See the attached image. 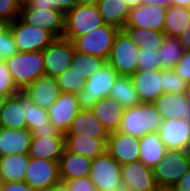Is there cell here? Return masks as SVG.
<instances>
[{"mask_svg": "<svg viewBox=\"0 0 190 191\" xmlns=\"http://www.w3.org/2000/svg\"><path fill=\"white\" fill-rule=\"evenodd\" d=\"M18 52L43 51L56 38L47 30L31 26L19 17L9 23Z\"/></svg>", "mask_w": 190, "mask_h": 191, "instance_id": "obj_8", "label": "cell"}, {"mask_svg": "<svg viewBox=\"0 0 190 191\" xmlns=\"http://www.w3.org/2000/svg\"><path fill=\"white\" fill-rule=\"evenodd\" d=\"M89 179L97 191H119L123 187L121 165L107 150L92 160Z\"/></svg>", "mask_w": 190, "mask_h": 191, "instance_id": "obj_7", "label": "cell"}, {"mask_svg": "<svg viewBox=\"0 0 190 191\" xmlns=\"http://www.w3.org/2000/svg\"><path fill=\"white\" fill-rule=\"evenodd\" d=\"M32 134L28 129L0 127V157L11 154H28Z\"/></svg>", "mask_w": 190, "mask_h": 191, "instance_id": "obj_23", "label": "cell"}, {"mask_svg": "<svg viewBox=\"0 0 190 191\" xmlns=\"http://www.w3.org/2000/svg\"><path fill=\"white\" fill-rule=\"evenodd\" d=\"M122 30L140 49L145 50L157 51L165 38L164 32L148 28L124 27Z\"/></svg>", "mask_w": 190, "mask_h": 191, "instance_id": "obj_32", "label": "cell"}, {"mask_svg": "<svg viewBox=\"0 0 190 191\" xmlns=\"http://www.w3.org/2000/svg\"><path fill=\"white\" fill-rule=\"evenodd\" d=\"M65 134H83L94 139H108L109 132L92 110L80 108Z\"/></svg>", "mask_w": 190, "mask_h": 191, "instance_id": "obj_22", "label": "cell"}, {"mask_svg": "<svg viewBox=\"0 0 190 191\" xmlns=\"http://www.w3.org/2000/svg\"><path fill=\"white\" fill-rule=\"evenodd\" d=\"M162 118L151 102H141L139 105L125 108L119 132L142 138L146 134L158 132Z\"/></svg>", "mask_w": 190, "mask_h": 191, "instance_id": "obj_1", "label": "cell"}, {"mask_svg": "<svg viewBox=\"0 0 190 191\" xmlns=\"http://www.w3.org/2000/svg\"><path fill=\"white\" fill-rule=\"evenodd\" d=\"M153 104L163 121L184 118L190 124V99L186 93H163Z\"/></svg>", "mask_w": 190, "mask_h": 191, "instance_id": "obj_18", "label": "cell"}, {"mask_svg": "<svg viewBox=\"0 0 190 191\" xmlns=\"http://www.w3.org/2000/svg\"><path fill=\"white\" fill-rule=\"evenodd\" d=\"M139 4H150V5H160L168 8L172 5L171 0H139Z\"/></svg>", "mask_w": 190, "mask_h": 191, "instance_id": "obj_50", "label": "cell"}, {"mask_svg": "<svg viewBox=\"0 0 190 191\" xmlns=\"http://www.w3.org/2000/svg\"><path fill=\"white\" fill-rule=\"evenodd\" d=\"M137 68L138 70H157L161 69L159 64L158 50H145L140 49L137 57Z\"/></svg>", "mask_w": 190, "mask_h": 191, "instance_id": "obj_40", "label": "cell"}, {"mask_svg": "<svg viewBox=\"0 0 190 191\" xmlns=\"http://www.w3.org/2000/svg\"><path fill=\"white\" fill-rule=\"evenodd\" d=\"M173 6H182L190 8V0H171Z\"/></svg>", "mask_w": 190, "mask_h": 191, "instance_id": "obj_52", "label": "cell"}, {"mask_svg": "<svg viewBox=\"0 0 190 191\" xmlns=\"http://www.w3.org/2000/svg\"><path fill=\"white\" fill-rule=\"evenodd\" d=\"M20 90L14 84L5 61L0 60V94L4 96L15 95Z\"/></svg>", "mask_w": 190, "mask_h": 191, "instance_id": "obj_43", "label": "cell"}, {"mask_svg": "<svg viewBox=\"0 0 190 191\" xmlns=\"http://www.w3.org/2000/svg\"><path fill=\"white\" fill-rule=\"evenodd\" d=\"M158 134L167 150L188 151L190 124L184 118L162 121Z\"/></svg>", "mask_w": 190, "mask_h": 191, "instance_id": "obj_16", "label": "cell"}, {"mask_svg": "<svg viewBox=\"0 0 190 191\" xmlns=\"http://www.w3.org/2000/svg\"><path fill=\"white\" fill-rule=\"evenodd\" d=\"M75 51L72 41H68L63 37L56 38L43 50L44 75L53 78L61 75L70 67Z\"/></svg>", "mask_w": 190, "mask_h": 191, "instance_id": "obj_11", "label": "cell"}, {"mask_svg": "<svg viewBox=\"0 0 190 191\" xmlns=\"http://www.w3.org/2000/svg\"><path fill=\"white\" fill-rule=\"evenodd\" d=\"M38 106L49 108L61 94L56 78L41 76L23 90Z\"/></svg>", "mask_w": 190, "mask_h": 191, "instance_id": "obj_21", "label": "cell"}, {"mask_svg": "<svg viewBox=\"0 0 190 191\" xmlns=\"http://www.w3.org/2000/svg\"><path fill=\"white\" fill-rule=\"evenodd\" d=\"M109 97L124 108H130L141 103L139 93L134 87L131 76L119 75L114 82Z\"/></svg>", "mask_w": 190, "mask_h": 191, "instance_id": "obj_31", "label": "cell"}, {"mask_svg": "<svg viewBox=\"0 0 190 191\" xmlns=\"http://www.w3.org/2000/svg\"><path fill=\"white\" fill-rule=\"evenodd\" d=\"M173 71L185 80L187 84L190 83V51L185 52L173 68Z\"/></svg>", "mask_w": 190, "mask_h": 191, "instance_id": "obj_44", "label": "cell"}, {"mask_svg": "<svg viewBox=\"0 0 190 191\" xmlns=\"http://www.w3.org/2000/svg\"><path fill=\"white\" fill-rule=\"evenodd\" d=\"M19 18L31 25L43 28L55 38H62L65 32V15L54 9H33L22 3Z\"/></svg>", "mask_w": 190, "mask_h": 191, "instance_id": "obj_10", "label": "cell"}, {"mask_svg": "<svg viewBox=\"0 0 190 191\" xmlns=\"http://www.w3.org/2000/svg\"><path fill=\"white\" fill-rule=\"evenodd\" d=\"M79 109L76 94L61 92L48 108L49 121L57 130L65 134Z\"/></svg>", "mask_w": 190, "mask_h": 191, "instance_id": "obj_15", "label": "cell"}, {"mask_svg": "<svg viewBox=\"0 0 190 191\" xmlns=\"http://www.w3.org/2000/svg\"><path fill=\"white\" fill-rule=\"evenodd\" d=\"M64 149V135H45L40 136V138L32 137L28 156L59 162Z\"/></svg>", "mask_w": 190, "mask_h": 191, "instance_id": "obj_20", "label": "cell"}, {"mask_svg": "<svg viewBox=\"0 0 190 191\" xmlns=\"http://www.w3.org/2000/svg\"><path fill=\"white\" fill-rule=\"evenodd\" d=\"M137 46L123 30H119L115 36L111 54L107 63L118 75L132 76L137 70Z\"/></svg>", "mask_w": 190, "mask_h": 191, "instance_id": "obj_9", "label": "cell"}, {"mask_svg": "<svg viewBox=\"0 0 190 191\" xmlns=\"http://www.w3.org/2000/svg\"><path fill=\"white\" fill-rule=\"evenodd\" d=\"M5 64L20 91L44 75L43 51L17 52Z\"/></svg>", "mask_w": 190, "mask_h": 191, "instance_id": "obj_2", "label": "cell"}, {"mask_svg": "<svg viewBox=\"0 0 190 191\" xmlns=\"http://www.w3.org/2000/svg\"><path fill=\"white\" fill-rule=\"evenodd\" d=\"M2 191H36L32 189L26 182H3Z\"/></svg>", "mask_w": 190, "mask_h": 191, "instance_id": "obj_47", "label": "cell"}, {"mask_svg": "<svg viewBox=\"0 0 190 191\" xmlns=\"http://www.w3.org/2000/svg\"><path fill=\"white\" fill-rule=\"evenodd\" d=\"M104 25L97 5L77 4L65 15V32L63 38L73 41Z\"/></svg>", "mask_w": 190, "mask_h": 191, "instance_id": "obj_5", "label": "cell"}, {"mask_svg": "<svg viewBox=\"0 0 190 191\" xmlns=\"http://www.w3.org/2000/svg\"><path fill=\"white\" fill-rule=\"evenodd\" d=\"M2 186H3V182H2V180L0 179V191H2Z\"/></svg>", "mask_w": 190, "mask_h": 191, "instance_id": "obj_60", "label": "cell"}, {"mask_svg": "<svg viewBox=\"0 0 190 191\" xmlns=\"http://www.w3.org/2000/svg\"><path fill=\"white\" fill-rule=\"evenodd\" d=\"M92 159L64 149L59 161L62 181L87 177L90 174Z\"/></svg>", "mask_w": 190, "mask_h": 191, "instance_id": "obj_26", "label": "cell"}, {"mask_svg": "<svg viewBox=\"0 0 190 191\" xmlns=\"http://www.w3.org/2000/svg\"><path fill=\"white\" fill-rule=\"evenodd\" d=\"M178 40L180 44L186 51H190V22L188 23L185 31H183L179 36Z\"/></svg>", "mask_w": 190, "mask_h": 191, "instance_id": "obj_49", "label": "cell"}, {"mask_svg": "<svg viewBox=\"0 0 190 191\" xmlns=\"http://www.w3.org/2000/svg\"><path fill=\"white\" fill-rule=\"evenodd\" d=\"M123 187L135 191H158L153 169L144 165L140 160L121 165Z\"/></svg>", "mask_w": 190, "mask_h": 191, "instance_id": "obj_13", "label": "cell"}, {"mask_svg": "<svg viewBox=\"0 0 190 191\" xmlns=\"http://www.w3.org/2000/svg\"><path fill=\"white\" fill-rule=\"evenodd\" d=\"M106 63L107 61L100 57L75 51L70 68L87 80Z\"/></svg>", "mask_w": 190, "mask_h": 191, "instance_id": "obj_36", "label": "cell"}, {"mask_svg": "<svg viewBox=\"0 0 190 191\" xmlns=\"http://www.w3.org/2000/svg\"><path fill=\"white\" fill-rule=\"evenodd\" d=\"M124 109L113 98L106 97L99 100L91 110L107 131L111 133L119 130Z\"/></svg>", "mask_w": 190, "mask_h": 191, "instance_id": "obj_25", "label": "cell"}, {"mask_svg": "<svg viewBox=\"0 0 190 191\" xmlns=\"http://www.w3.org/2000/svg\"><path fill=\"white\" fill-rule=\"evenodd\" d=\"M119 191H135V190L129 189V188H126V187H122Z\"/></svg>", "mask_w": 190, "mask_h": 191, "instance_id": "obj_58", "label": "cell"}, {"mask_svg": "<svg viewBox=\"0 0 190 191\" xmlns=\"http://www.w3.org/2000/svg\"><path fill=\"white\" fill-rule=\"evenodd\" d=\"M100 0H77V4L81 5H97Z\"/></svg>", "mask_w": 190, "mask_h": 191, "instance_id": "obj_53", "label": "cell"}, {"mask_svg": "<svg viewBox=\"0 0 190 191\" xmlns=\"http://www.w3.org/2000/svg\"><path fill=\"white\" fill-rule=\"evenodd\" d=\"M60 180L58 161L29 157L24 182L32 189L45 191Z\"/></svg>", "mask_w": 190, "mask_h": 191, "instance_id": "obj_12", "label": "cell"}, {"mask_svg": "<svg viewBox=\"0 0 190 191\" xmlns=\"http://www.w3.org/2000/svg\"><path fill=\"white\" fill-rule=\"evenodd\" d=\"M107 152L120 164L139 160V138L115 131L111 132L106 144Z\"/></svg>", "mask_w": 190, "mask_h": 191, "instance_id": "obj_17", "label": "cell"}, {"mask_svg": "<svg viewBox=\"0 0 190 191\" xmlns=\"http://www.w3.org/2000/svg\"><path fill=\"white\" fill-rule=\"evenodd\" d=\"M118 76L108 63L103 65L86 80L84 88L76 94L79 107L91 110L99 100L109 97Z\"/></svg>", "mask_w": 190, "mask_h": 191, "instance_id": "obj_3", "label": "cell"}, {"mask_svg": "<svg viewBox=\"0 0 190 191\" xmlns=\"http://www.w3.org/2000/svg\"><path fill=\"white\" fill-rule=\"evenodd\" d=\"M22 0H0V19L13 22L19 17Z\"/></svg>", "mask_w": 190, "mask_h": 191, "instance_id": "obj_42", "label": "cell"}, {"mask_svg": "<svg viewBox=\"0 0 190 191\" xmlns=\"http://www.w3.org/2000/svg\"><path fill=\"white\" fill-rule=\"evenodd\" d=\"M190 22V8L170 5L167 8L164 33L178 37Z\"/></svg>", "mask_w": 190, "mask_h": 191, "instance_id": "obj_34", "label": "cell"}, {"mask_svg": "<svg viewBox=\"0 0 190 191\" xmlns=\"http://www.w3.org/2000/svg\"><path fill=\"white\" fill-rule=\"evenodd\" d=\"M22 3L33 9H54L66 15L77 5V0H23Z\"/></svg>", "mask_w": 190, "mask_h": 191, "instance_id": "obj_38", "label": "cell"}, {"mask_svg": "<svg viewBox=\"0 0 190 191\" xmlns=\"http://www.w3.org/2000/svg\"><path fill=\"white\" fill-rule=\"evenodd\" d=\"M185 52L178 37L165 35L163 44L158 49L161 69H173Z\"/></svg>", "mask_w": 190, "mask_h": 191, "instance_id": "obj_35", "label": "cell"}, {"mask_svg": "<svg viewBox=\"0 0 190 191\" xmlns=\"http://www.w3.org/2000/svg\"><path fill=\"white\" fill-rule=\"evenodd\" d=\"M136 91L141 102L153 103L163 92V69L137 70L132 76Z\"/></svg>", "mask_w": 190, "mask_h": 191, "instance_id": "obj_19", "label": "cell"}, {"mask_svg": "<svg viewBox=\"0 0 190 191\" xmlns=\"http://www.w3.org/2000/svg\"><path fill=\"white\" fill-rule=\"evenodd\" d=\"M186 95H187V97L190 99V83L187 84V87H186Z\"/></svg>", "mask_w": 190, "mask_h": 191, "instance_id": "obj_57", "label": "cell"}, {"mask_svg": "<svg viewBox=\"0 0 190 191\" xmlns=\"http://www.w3.org/2000/svg\"><path fill=\"white\" fill-rule=\"evenodd\" d=\"M45 191H70L65 181L60 180Z\"/></svg>", "mask_w": 190, "mask_h": 191, "instance_id": "obj_51", "label": "cell"}, {"mask_svg": "<svg viewBox=\"0 0 190 191\" xmlns=\"http://www.w3.org/2000/svg\"><path fill=\"white\" fill-rule=\"evenodd\" d=\"M21 107H24L26 129L30 132L49 123L48 109L36 105L24 91H19Z\"/></svg>", "mask_w": 190, "mask_h": 191, "instance_id": "obj_33", "label": "cell"}, {"mask_svg": "<svg viewBox=\"0 0 190 191\" xmlns=\"http://www.w3.org/2000/svg\"><path fill=\"white\" fill-rule=\"evenodd\" d=\"M163 92L186 93L187 83L173 69H163Z\"/></svg>", "mask_w": 190, "mask_h": 191, "instance_id": "obj_39", "label": "cell"}, {"mask_svg": "<svg viewBox=\"0 0 190 191\" xmlns=\"http://www.w3.org/2000/svg\"><path fill=\"white\" fill-rule=\"evenodd\" d=\"M9 96H4L0 94V111L2 110V108L4 107V104L7 100Z\"/></svg>", "mask_w": 190, "mask_h": 191, "instance_id": "obj_56", "label": "cell"}, {"mask_svg": "<svg viewBox=\"0 0 190 191\" xmlns=\"http://www.w3.org/2000/svg\"><path fill=\"white\" fill-rule=\"evenodd\" d=\"M190 169V153L183 150H167L153 169L159 188H172Z\"/></svg>", "mask_w": 190, "mask_h": 191, "instance_id": "obj_4", "label": "cell"}, {"mask_svg": "<svg viewBox=\"0 0 190 191\" xmlns=\"http://www.w3.org/2000/svg\"><path fill=\"white\" fill-rule=\"evenodd\" d=\"M29 164L28 154H11L0 157V179L2 182L24 181Z\"/></svg>", "mask_w": 190, "mask_h": 191, "instance_id": "obj_29", "label": "cell"}, {"mask_svg": "<svg viewBox=\"0 0 190 191\" xmlns=\"http://www.w3.org/2000/svg\"><path fill=\"white\" fill-rule=\"evenodd\" d=\"M56 80L61 92L74 94L79 93L86 82L83 76L73 71L70 67L56 77Z\"/></svg>", "mask_w": 190, "mask_h": 191, "instance_id": "obj_37", "label": "cell"}, {"mask_svg": "<svg viewBox=\"0 0 190 191\" xmlns=\"http://www.w3.org/2000/svg\"><path fill=\"white\" fill-rule=\"evenodd\" d=\"M17 52L18 50L13 34L8 27L4 32L0 34V60H8Z\"/></svg>", "mask_w": 190, "mask_h": 191, "instance_id": "obj_41", "label": "cell"}, {"mask_svg": "<svg viewBox=\"0 0 190 191\" xmlns=\"http://www.w3.org/2000/svg\"><path fill=\"white\" fill-rule=\"evenodd\" d=\"M9 27V23L5 20L0 19V34Z\"/></svg>", "mask_w": 190, "mask_h": 191, "instance_id": "obj_54", "label": "cell"}, {"mask_svg": "<svg viewBox=\"0 0 190 191\" xmlns=\"http://www.w3.org/2000/svg\"><path fill=\"white\" fill-rule=\"evenodd\" d=\"M167 152L158 132L149 133L139 138V160L154 169Z\"/></svg>", "mask_w": 190, "mask_h": 191, "instance_id": "obj_28", "label": "cell"}, {"mask_svg": "<svg viewBox=\"0 0 190 191\" xmlns=\"http://www.w3.org/2000/svg\"><path fill=\"white\" fill-rule=\"evenodd\" d=\"M128 6H130L131 8L136 7L137 5H139V0H124Z\"/></svg>", "mask_w": 190, "mask_h": 191, "instance_id": "obj_55", "label": "cell"}, {"mask_svg": "<svg viewBox=\"0 0 190 191\" xmlns=\"http://www.w3.org/2000/svg\"><path fill=\"white\" fill-rule=\"evenodd\" d=\"M65 182L70 191H97L95 185L89 179V176L65 180Z\"/></svg>", "mask_w": 190, "mask_h": 191, "instance_id": "obj_45", "label": "cell"}, {"mask_svg": "<svg viewBox=\"0 0 190 191\" xmlns=\"http://www.w3.org/2000/svg\"><path fill=\"white\" fill-rule=\"evenodd\" d=\"M173 191H190V169L186 174L172 187Z\"/></svg>", "mask_w": 190, "mask_h": 191, "instance_id": "obj_48", "label": "cell"}, {"mask_svg": "<svg viewBox=\"0 0 190 191\" xmlns=\"http://www.w3.org/2000/svg\"><path fill=\"white\" fill-rule=\"evenodd\" d=\"M118 31L119 29L116 27L104 24L85 35L76 37L72 43L76 51L100 57L107 61Z\"/></svg>", "mask_w": 190, "mask_h": 191, "instance_id": "obj_6", "label": "cell"}, {"mask_svg": "<svg viewBox=\"0 0 190 191\" xmlns=\"http://www.w3.org/2000/svg\"><path fill=\"white\" fill-rule=\"evenodd\" d=\"M65 149L95 159L106 151L108 139H94L83 134H64Z\"/></svg>", "mask_w": 190, "mask_h": 191, "instance_id": "obj_24", "label": "cell"}, {"mask_svg": "<svg viewBox=\"0 0 190 191\" xmlns=\"http://www.w3.org/2000/svg\"><path fill=\"white\" fill-rule=\"evenodd\" d=\"M167 8L160 5L139 4L131 8L125 27L153 29L163 32Z\"/></svg>", "mask_w": 190, "mask_h": 191, "instance_id": "obj_14", "label": "cell"}, {"mask_svg": "<svg viewBox=\"0 0 190 191\" xmlns=\"http://www.w3.org/2000/svg\"><path fill=\"white\" fill-rule=\"evenodd\" d=\"M0 127L11 129H26L24 107H21L19 92L9 96L0 111Z\"/></svg>", "mask_w": 190, "mask_h": 191, "instance_id": "obj_30", "label": "cell"}, {"mask_svg": "<svg viewBox=\"0 0 190 191\" xmlns=\"http://www.w3.org/2000/svg\"><path fill=\"white\" fill-rule=\"evenodd\" d=\"M32 137L40 138V136L45 135H64L59 130H57L51 122L46 123V126L38 127L31 131Z\"/></svg>", "mask_w": 190, "mask_h": 191, "instance_id": "obj_46", "label": "cell"}, {"mask_svg": "<svg viewBox=\"0 0 190 191\" xmlns=\"http://www.w3.org/2000/svg\"><path fill=\"white\" fill-rule=\"evenodd\" d=\"M97 7L104 24L119 30L127 24L131 7L124 0H100Z\"/></svg>", "mask_w": 190, "mask_h": 191, "instance_id": "obj_27", "label": "cell"}, {"mask_svg": "<svg viewBox=\"0 0 190 191\" xmlns=\"http://www.w3.org/2000/svg\"><path fill=\"white\" fill-rule=\"evenodd\" d=\"M158 191H173L172 188H160Z\"/></svg>", "mask_w": 190, "mask_h": 191, "instance_id": "obj_59", "label": "cell"}]
</instances>
